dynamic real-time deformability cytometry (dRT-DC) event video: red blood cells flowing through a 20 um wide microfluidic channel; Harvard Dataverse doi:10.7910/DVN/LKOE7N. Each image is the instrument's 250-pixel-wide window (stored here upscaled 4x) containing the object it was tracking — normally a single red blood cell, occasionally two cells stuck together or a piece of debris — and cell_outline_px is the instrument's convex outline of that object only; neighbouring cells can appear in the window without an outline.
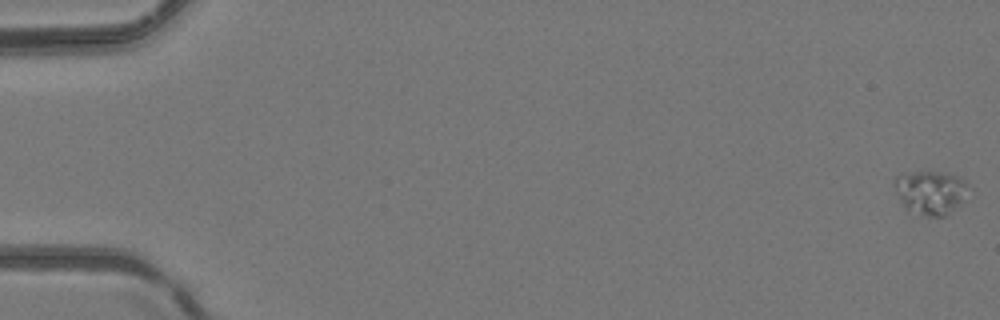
{"species": "common noctule bat (a hibernating species)", "species_latin": "Nyctalus noctula", "temperature_condition": "room temperature", "stored_images_in_passage": 7, "camera_frame_rate_fps": 3000, "um_per_image_px": 0.085, "animal": {"sex": "female", "body_mass_g": 24.6, "forearm_length_mm": 56.2}, "frame": {"image": 1, "passage_image": 1, "time_ms": 0.0, "image_size_px": [1000, 320], "cell_outline_px": [[968, 184], [964, 200], [944, 216], [928, 216], [908, 208], [904, 204], [896, 192], [892, 184], [892, 180], [896, 176], [912, 172], [940, 172], [956, 176], [964, 180]], "centroid_in_image_um": [79.08, 16.32], "position_along_channel_um": 5.9, "area_um2": 18.32}}
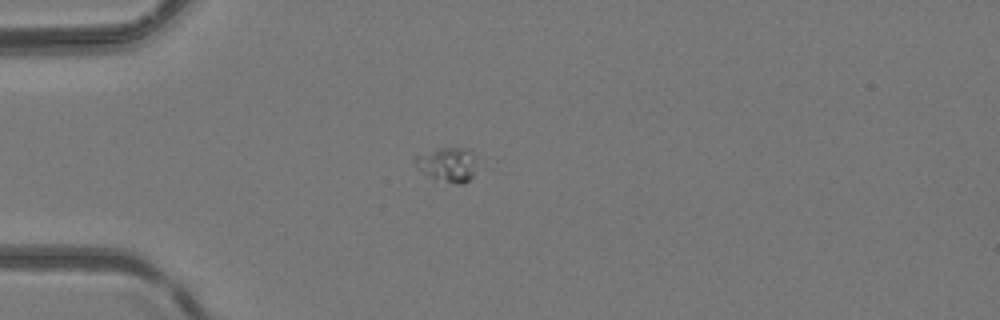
{"frame": {"image": 2, "passage_image": 5, "time_ms": 4.667, "image_size_px": [1000, 320], "cell_outline_px": [[496, 160], [492, 168], [464, 184], [456, 184], [432, 176], [416, 164], [416, 156], [436, 148], [468, 148]], "centroid_in_image_um": [38.65, 13.95], "position_along_channel_um": 46.3, "area_um2": 14.51}}